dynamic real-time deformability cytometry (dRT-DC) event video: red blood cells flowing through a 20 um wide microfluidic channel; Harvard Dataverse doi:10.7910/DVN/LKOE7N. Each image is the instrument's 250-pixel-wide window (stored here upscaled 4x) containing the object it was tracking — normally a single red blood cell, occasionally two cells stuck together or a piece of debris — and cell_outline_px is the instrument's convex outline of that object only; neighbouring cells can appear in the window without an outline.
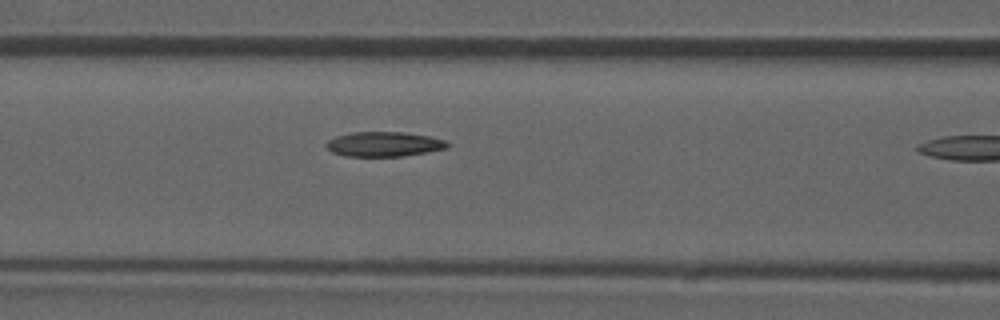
{"species": "common noctule bat (a hibernating species)", "species_latin": "Nyctalus noctula", "temperature_condition": "room temperature", "stored_images_in_passage": 10, "camera_frame_rate_fps": 3000, "um_per_image_px": 0.085, "animal": {"sex": "male", "forearm_length_mm": 52.5}, "frame": {"image": 1, "passage_image": 9, "time_ms": 2.667, "image_size_px": [1000, 320], "cell_outline_px": [[452, 144], [448, 148], [404, 156], [344, 156], [332, 152], [324, 144], [328, 140], [336, 136], [352, 132], [404, 132], [428, 136], [448, 140]], "centroid_in_image_um": [32.67, 12.25], "position_along_channel_um": 133.9, "area_um2": 17.63}}